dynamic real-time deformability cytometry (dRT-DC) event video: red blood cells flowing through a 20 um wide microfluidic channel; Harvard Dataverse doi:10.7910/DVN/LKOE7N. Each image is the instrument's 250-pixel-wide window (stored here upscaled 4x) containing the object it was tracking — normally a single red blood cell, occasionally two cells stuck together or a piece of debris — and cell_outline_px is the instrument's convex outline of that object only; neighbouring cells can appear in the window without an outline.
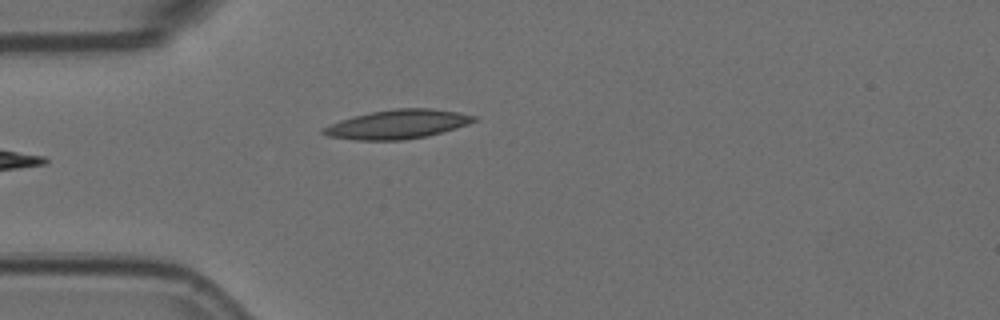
{"species": "Egyptian fruit bat (a non-hibernating species)", "species_latin": "Rousettus aegyptiacus", "temperature_condition": "room temperature", "stored_images_in_passage": 4, "camera_frame_rate_fps": 3000, "um_per_image_px": 0.085, "animal": {"sex": "female"}, "frame": {"image": 1, "passage_image": 4, "time_ms": 1.0, "image_size_px": [1000, 320], "cell_outline_px": [[480, 120], [456, 128], [428, 136], [404, 140], [352, 140], [328, 136], [320, 132], [320, 128], [340, 120], [372, 112], [396, 108], [432, 108], [460, 112], [476, 116]], "centroid_in_image_um": [33.82, 10.57], "position_along_channel_um": 51.2, "area_um2": 25.66}}